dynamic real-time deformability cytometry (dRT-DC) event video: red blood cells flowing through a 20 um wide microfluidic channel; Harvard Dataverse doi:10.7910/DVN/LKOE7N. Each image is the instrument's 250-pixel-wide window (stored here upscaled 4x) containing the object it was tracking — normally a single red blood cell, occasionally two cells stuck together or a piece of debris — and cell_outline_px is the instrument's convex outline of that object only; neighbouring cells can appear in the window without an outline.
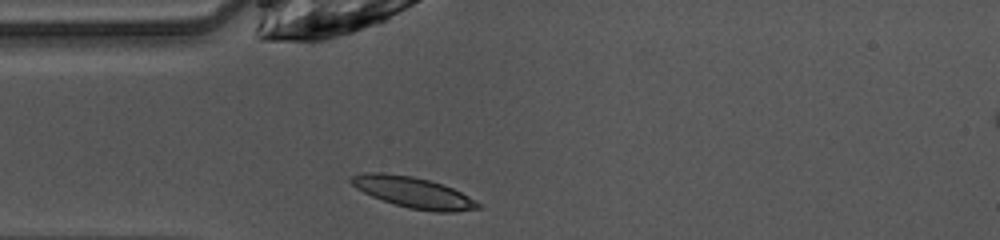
{"species": "common noctule bat (a hibernating species)", "species_latin": "Nyctalus noctula", "temperature_condition": "warm", "stored_images_in_passage": 37, "camera_frame_rate_fps": 3000, "um_per_image_px": 0.085, "animal": {"sex": "female", "body_mass_g": 10.0, "forearm_length_mm": 53.1}, "frame": {"image": 1, "passage_image": 1, "time_ms": 0.0, "image_size_px": [1000, 240], "cell_outline_px": [[484, 208], [456, 212], [436, 212], [408, 208], [372, 196], [356, 188], [348, 180], [352, 176], [364, 172], [384, 172], [412, 176], [428, 180], [452, 188], [484, 204]], "centroid_in_image_um": [35.18, 16.36], "position_along_channel_um": 49.8, "area_um2": 22.89}}
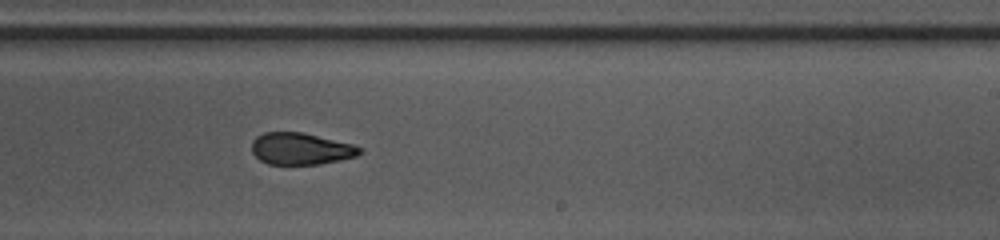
{"frame": {"image": 2, "passage_image": 17, "time_ms": 5.333, "image_size_px": [1000, 240], "cell_outline_px": [[364, 152], [356, 156], [340, 160], [320, 164], [268, 164], [260, 160], [252, 152], [252, 140], [256, 136], [264, 132], [304, 132], [352, 144], [364, 148]], "centroid_in_image_um": [25.59, 12.64], "position_along_channel_um": 263.4, "area_um2": 20.17}}
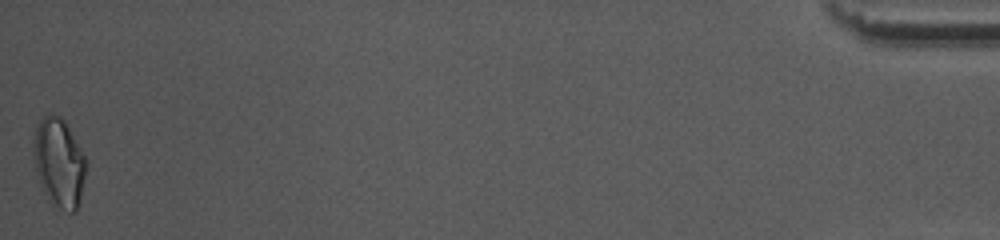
{"frame": {"image": 3, "passage_image": 37, "time_ms": 12.0, "image_size_px": [1000, 240], "cell_outline_px": [[88, 164], [80, 204], [76, 212], [72, 212], [60, 208], [48, 200], [40, 184], [36, 172], [32, 148], [32, 140], [36, 128], [40, 120], [48, 112], [52, 112], [60, 116], [64, 120], [88, 160]], "centroid_in_image_um": [5.03, 13.81], "position_along_channel_um": 430.2, "area_um2": 27.86}, "authors_computed_cell_mechanics": {"area_um2": 21.3282, "velocity_mm_per_s": 4.0696, "shape_relaxation_time_tau1_ms": 5.3238, "shape_relaxation_time_tau2_ms": 2.3753, "deformation_change_tau1": 0.1667, "deformation_change_tau2": 0.0983}}